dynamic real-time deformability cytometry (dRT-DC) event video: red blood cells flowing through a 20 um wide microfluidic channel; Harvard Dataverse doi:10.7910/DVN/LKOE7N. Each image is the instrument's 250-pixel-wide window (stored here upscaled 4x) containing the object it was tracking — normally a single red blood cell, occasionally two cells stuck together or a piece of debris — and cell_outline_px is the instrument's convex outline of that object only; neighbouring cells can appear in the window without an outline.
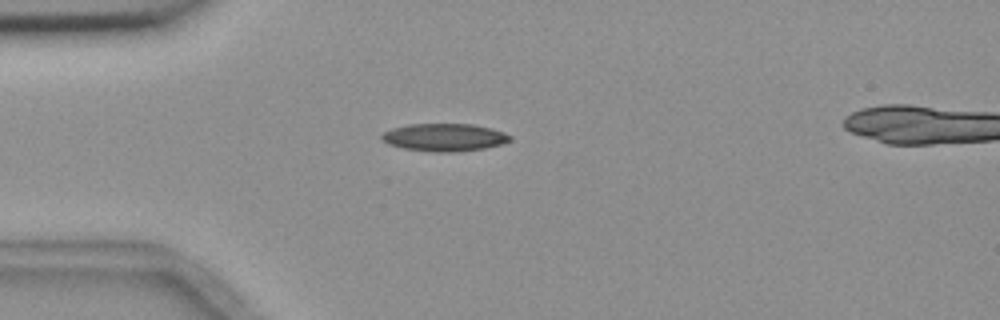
{"species": "common noctule bat (a hibernating species)", "species_latin": "Nyctalus noctula", "temperature_condition": "room temperature", "stored_images_in_passage": 2, "camera_frame_rate_fps": 3000, "um_per_image_px": 0.085, "animal": {"sex": "female", "body_mass_g": 18.4}, "frame": {"image": 1, "passage_image": 1, "time_ms": 0.0, "image_size_px": [1000, 320], "cell_outline_px": [[512, 140], [500, 144], [484, 148], [456, 152], [432, 152], [404, 148], [388, 144], [380, 140], [380, 136], [384, 132], [392, 128], [408, 124], [472, 124], [492, 128], [504, 132], [512, 136]], "centroid_in_image_um": [37.76, 11.67], "position_along_channel_um": 47.2, "area_um2": 20.81}}